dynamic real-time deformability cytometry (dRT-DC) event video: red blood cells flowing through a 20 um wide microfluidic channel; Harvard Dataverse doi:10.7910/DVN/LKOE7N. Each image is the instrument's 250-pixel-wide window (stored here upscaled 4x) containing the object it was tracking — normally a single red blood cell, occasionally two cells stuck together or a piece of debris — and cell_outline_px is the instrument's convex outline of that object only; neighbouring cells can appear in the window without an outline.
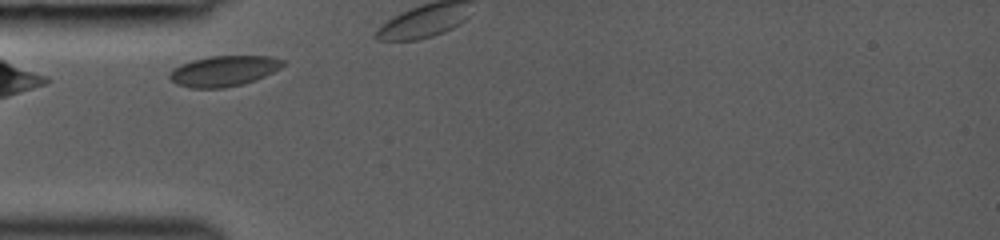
{"species": "common noctule bat (a hibernating species)", "species_latin": "Nyctalus noctula", "temperature_condition": "room temperature", "stored_images_in_passage": 4, "camera_frame_rate_fps": 3000, "um_per_image_px": 0.085, "animal": {"sex": "female", "body_mass_g": 19.0, "forearm_length_mm": 53.3}, "frame": {"image": 1, "passage_image": 1, "time_ms": 0.0, "image_size_px": [1000, 240], "cell_outline_px": [[288, 60], [280, 68], [256, 80], [224, 88], [192, 88], [176, 84], [168, 76], [168, 72], [180, 64], [192, 60], [212, 56], [272, 56]], "centroid_in_image_um": [19.03, 6.02], "position_along_channel_um": 66.0, "area_um2": 20.23}}